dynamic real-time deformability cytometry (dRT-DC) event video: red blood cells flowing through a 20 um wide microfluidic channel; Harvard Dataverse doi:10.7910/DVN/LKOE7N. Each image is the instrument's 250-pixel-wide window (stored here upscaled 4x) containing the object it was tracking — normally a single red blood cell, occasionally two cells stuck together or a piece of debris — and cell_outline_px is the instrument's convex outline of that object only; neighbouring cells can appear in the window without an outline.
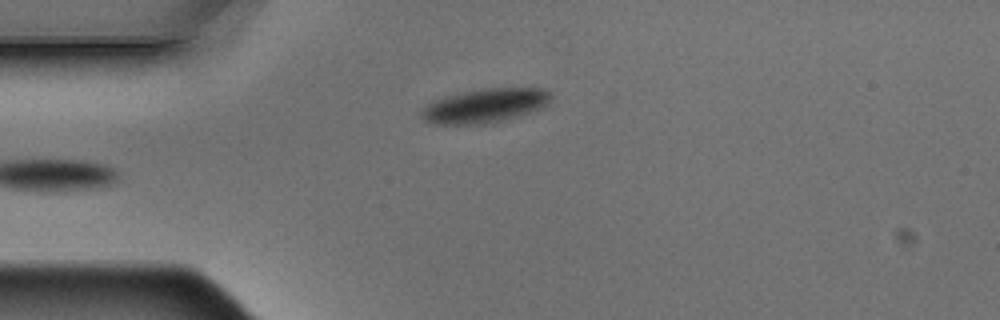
{"species": "Egyptian fruit bat (a non-hibernating species)", "species_latin": "Rousettus aegyptiacus", "temperature_condition": "warm", "stored_images_in_passage": 4, "camera_frame_rate_fps": 3000, "um_per_image_px": 0.085, "animal": {"sex": "male"}, "frame": {"image": 1, "passage_image": 4, "time_ms": 1.0, "image_size_px": [1000, 320], "cell_outline_px": [[552, 96], [548, 104], [532, 112], [520, 116], [484, 124], [436, 124], [424, 120], [420, 116], [420, 112], [428, 104], [436, 100], [448, 96], [464, 92], [488, 88], [544, 88], [552, 92]], "centroid_in_image_um": [41.28, 8.98], "position_along_channel_um": 43.7, "area_um2": 25.55}}